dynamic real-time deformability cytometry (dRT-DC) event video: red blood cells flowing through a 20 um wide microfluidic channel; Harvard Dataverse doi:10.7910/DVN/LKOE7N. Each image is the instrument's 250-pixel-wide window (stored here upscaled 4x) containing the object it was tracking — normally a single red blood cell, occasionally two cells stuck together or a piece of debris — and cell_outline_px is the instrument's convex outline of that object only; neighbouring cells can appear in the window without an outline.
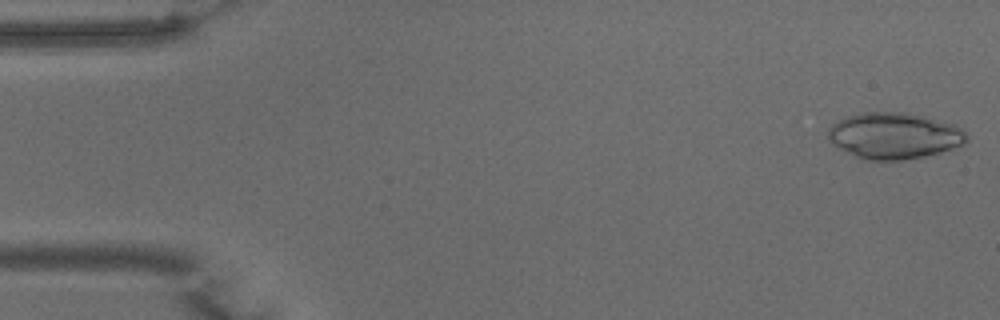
{"species": "common noctule bat (a hibernating species)", "species_latin": "Nyctalus noctula", "temperature_condition": "warm", "stored_images_in_passage": 51, "camera_frame_rate_fps": 3000, "um_per_image_px": 0.085, "animal": {"sex": "male", "body_mass_g": 15.6}, "frame": {"image": 1, "passage_image": 1, "time_ms": 0.0, "image_size_px": [1000, 320], "cell_outline_px": [[968, 140], [964, 144], [952, 148], [924, 156], [904, 160], [864, 160], [840, 148], [828, 140], [828, 128], [836, 120], [848, 116], [864, 112], [904, 112], [924, 116], [956, 124], [968, 136]], "centroid_in_image_um": [76.0, 11.53], "position_along_channel_um": 9.0, "area_um2": 37.34}}
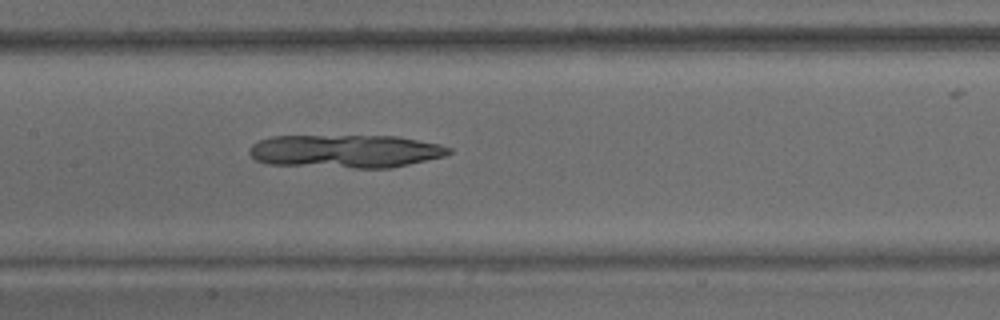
{"frame": {"image": 2, "passage_image": 24, "time_ms": 7.667, "image_size_px": [1000, 320], "cell_outline_px": [[452, 152], [444, 156], [408, 164], [388, 168], [352, 168], [268, 164], [256, 160], [248, 152], [248, 148], [252, 144], [260, 140], [272, 136], [396, 136], [440, 144], [452, 148]], "centroid_in_image_um": [29.35, 12.85], "position_along_channel_um": 178.0, "area_um2": 38.61}}
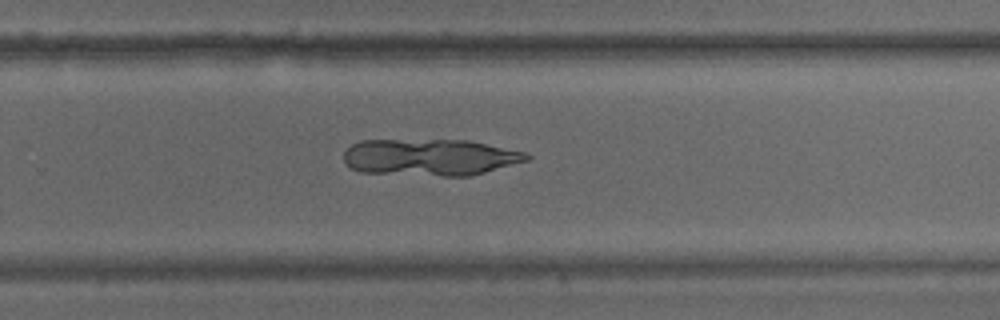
{"frame": {"image": 3, "passage_image": 33, "time_ms": 10.667, "image_size_px": [1000, 320], "cell_outline_px": [[532, 156], [528, 160], [484, 172], [468, 176], [444, 176], [360, 172], [352, 168], [344, 160], [344, 152], [352, 144], [360, 140], [468, 140], [524, 152]], "centroid_in_image_um": [36.53, 13.36], "position_along_channel_um": 293.3, "area_um2": 38.9}}